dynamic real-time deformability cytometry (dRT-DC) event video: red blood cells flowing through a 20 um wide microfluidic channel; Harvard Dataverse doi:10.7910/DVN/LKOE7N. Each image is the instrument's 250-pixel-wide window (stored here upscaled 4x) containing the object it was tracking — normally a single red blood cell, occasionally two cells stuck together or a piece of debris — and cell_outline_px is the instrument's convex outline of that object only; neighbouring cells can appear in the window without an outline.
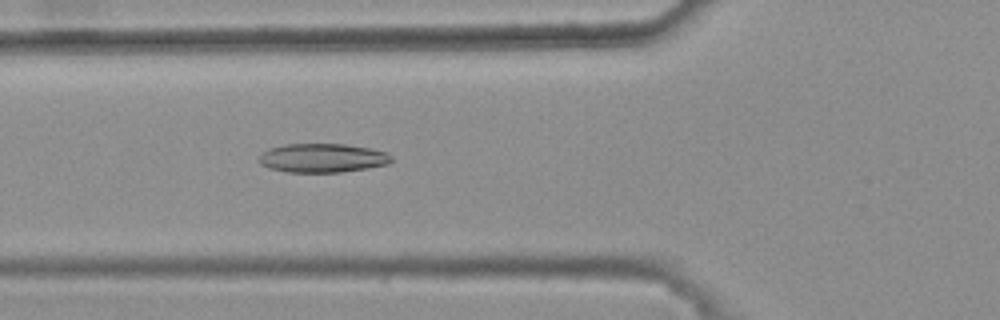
{"species": "common noctule bat (a hibernating species)", "species_latin": "Nyctalus noctula", "temperature_condition": "warm", "stored_images_in_passage": 47, "camera_frame_rate_fps": 3000, "um_per_image_px": 0.085, "animal": {"sex": "female", "body_mass_g": 25.1}, "frame": {"image": 1, "passage_image": 20, "time_ms": 6.333, "image_size_px": [1000, 320], "cell_outline_px": [[392, 160], [388, 164], [368, 168], [340, 172], [288, 172], [268, 168], [260, 164], [260, 156], [268, 148], [284, 144], [344, 144], [372, 148], [388, 152], [392, 156]], "centroid_in_image_um": [27.44, 13.42], "position_along_channel_um": 98.4, "area_um2": 22.43}}
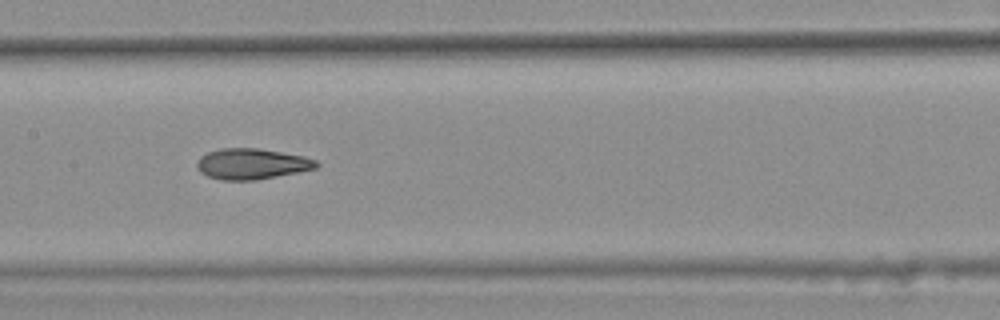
{"frame": {"image": 2, "passage_image": 27, "time_ms": 8.667, "image_size_px": [1000, 320], "cell_outline_px": [[320, 164], [316, 168], [256, 180], [220, 180], [208, 176], [200, 172], [196, 164], [196, 160], [200, 156], [208, 152], [220, 148], [260, 148], [304, 156], [316, 160]], "centroid_in_image_um": [21.37, 13.92], "position_along_channel_um": 186.0, "area_um2": 21.44}}
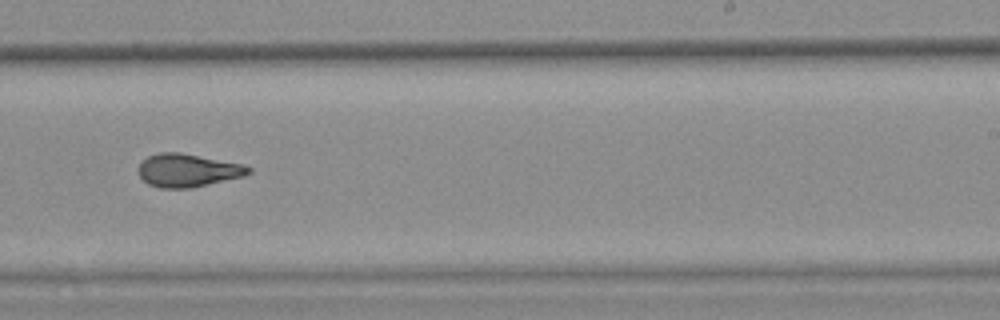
{"frame": {"image": 3, "passage_image": 34, "time_ms": 11.0, "image_size_px": [1000, 320], "cell_outline_px": [[252, 172], [244, 176], [192, 188], [160, 188], [148, 184], [140, 176], [140, 164], [148, 156], [160, 152], [180, 152], [244, 164], [252, 168]], "centroid_in_image_um": [16.0, 14.48], "position_along_channel_um": 273.0, "area_um2": 21.21}, "authors_computed_cell_mechanics": {"area_um2": 21.7328, "velocity_mm_per_s": 3.7425, "shape_relaxation_time_tau1_ms": null, "shape_relaxation_time_tau2_ms": 2.786, "deformation_change_tau1": null, "deformation_change_tau2": 0.1124}}